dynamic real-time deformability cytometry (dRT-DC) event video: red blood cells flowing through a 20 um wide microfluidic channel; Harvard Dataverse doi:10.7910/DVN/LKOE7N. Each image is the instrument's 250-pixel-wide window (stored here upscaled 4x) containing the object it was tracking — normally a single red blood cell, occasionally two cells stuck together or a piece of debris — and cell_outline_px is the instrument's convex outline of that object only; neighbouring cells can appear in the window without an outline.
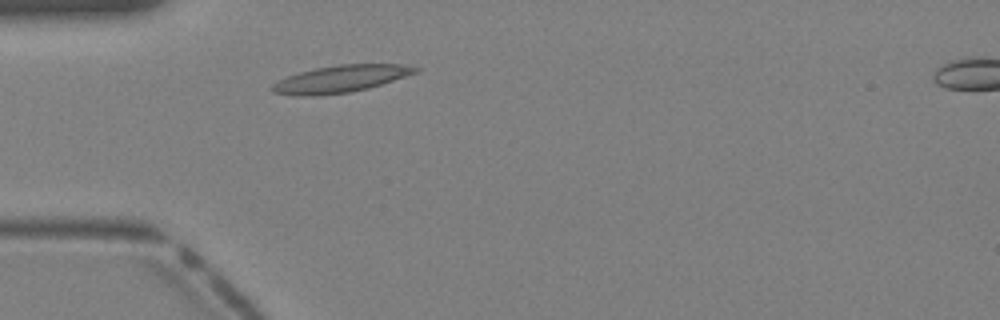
{"species": "Egyptian fruit bat (a non-hibernating species)", "species_latin": "Rousettus aegyptiacus", "temperature_condition": "warm", "stored_images_in_passage": 24, "camera_frame_rate_fps": 3000, "um_per_image_px": 0.085, "animal": {"sex": "female"}, "frame": {"image": 1, "passage_image": 1, "time_ms": 0.0, "image_size_px": [1000, 320], "cell_outline_px": [[420, 68], [416, 72], [368, 88], [348, 92], [316, 96], [292, 96], [272, 92], [268, 88], [272, 84], [288, 76], [300, 72], [316, 68], [340, 64], [400, 64]], "centroid_in_image_um": [28.86, 6.72], "position_along_channel_um": 56.1, "area_um2": 22.37}}
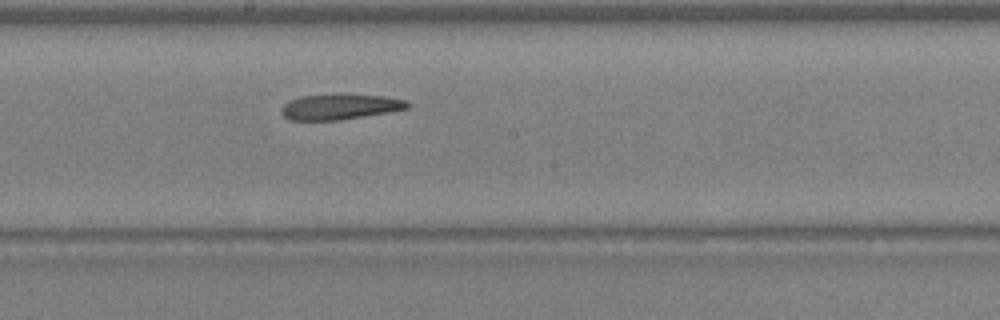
{"frame": {"image": 2, "passage_image": 11, "time_ms": 3.333, "image_size_px": [1000, 320], "cell_outline_px": [[412, 104], [408, 108], [388, 112], [340, 120], [288, 120], [280, 112], [280, 108], [288, 100], [300, 96], [340, 92], [384, 96], [404, 100]], "centroid_in_image_um": [28.85, 9.04], "position_along_channel_um": 219.3, "area_um2": 19.36}}
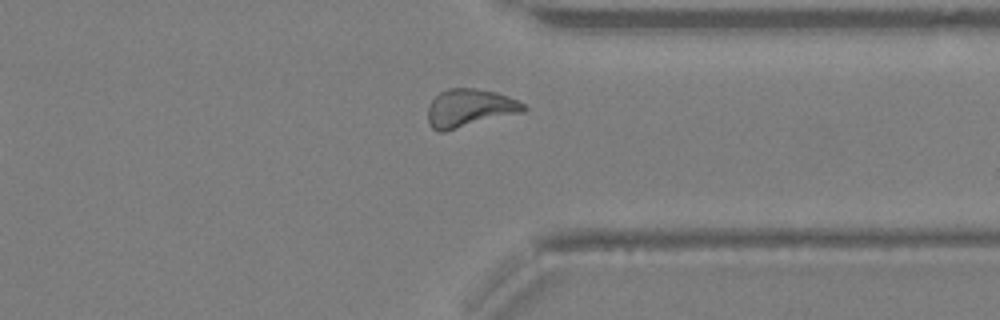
{"frame": {"image": 3, "passage_image": 20, "time_ms": 6.333, "image_size_px": [1000, 320], "cell_outline_px": [[528, 108], [524, 112], [444, 132], [436, 132], [428, 124], [428, 108], [432, 100], [440, 92], [448, 88], [476, 88], [496, 92], [508, 96], [524, 104]], "centroid_in_image_um": [39.91, 9.2], "position_along_channel_um": 371.5, "area_um2": 21.39}}